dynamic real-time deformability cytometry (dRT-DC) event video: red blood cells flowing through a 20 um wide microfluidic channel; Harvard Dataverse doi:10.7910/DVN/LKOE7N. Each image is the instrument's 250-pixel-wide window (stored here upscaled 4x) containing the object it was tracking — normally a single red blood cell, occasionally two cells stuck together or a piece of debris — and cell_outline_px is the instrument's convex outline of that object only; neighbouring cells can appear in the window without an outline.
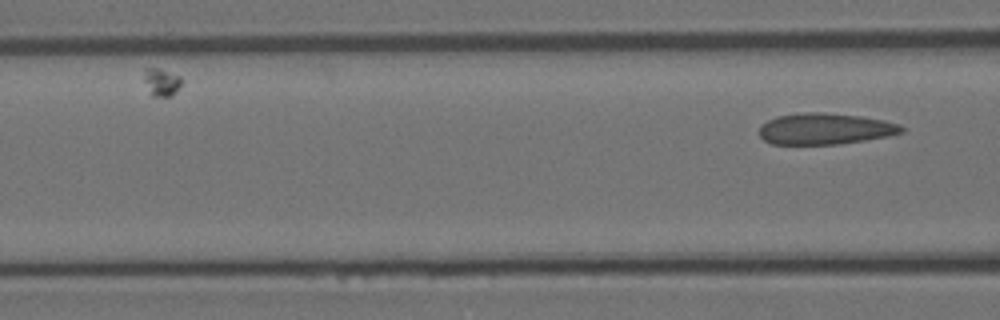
{"species": "Egyptian fruit bat (a non-hibernating species)", "species_latin": "Rousettus aegyptiacus", "temperature_condition": "room temperature", "stored_images_in_passage": 3, "camera_frame_rate_fps": 3000, "um_per_image_px": 0.085, "animal": {"sex": "female"}, "frame": {"image": 1, "passage_image": 3, "time_ms": 0.667, "image_size_px": [1000, 320], "cell_outline_px": [[904, 132], [888, 136], [840, 144], [772, 144], [764, 140], [760, 136], [760, 128], [768, 120], [776, 116], [804, 112], [820, 112], [860, 116], [884, 120], [900, 124], [904, 128]], "centroid_in_image_um": [70.15, 10.95], "position_along_channel_um": 96.4, "area_um2": 25.84}}